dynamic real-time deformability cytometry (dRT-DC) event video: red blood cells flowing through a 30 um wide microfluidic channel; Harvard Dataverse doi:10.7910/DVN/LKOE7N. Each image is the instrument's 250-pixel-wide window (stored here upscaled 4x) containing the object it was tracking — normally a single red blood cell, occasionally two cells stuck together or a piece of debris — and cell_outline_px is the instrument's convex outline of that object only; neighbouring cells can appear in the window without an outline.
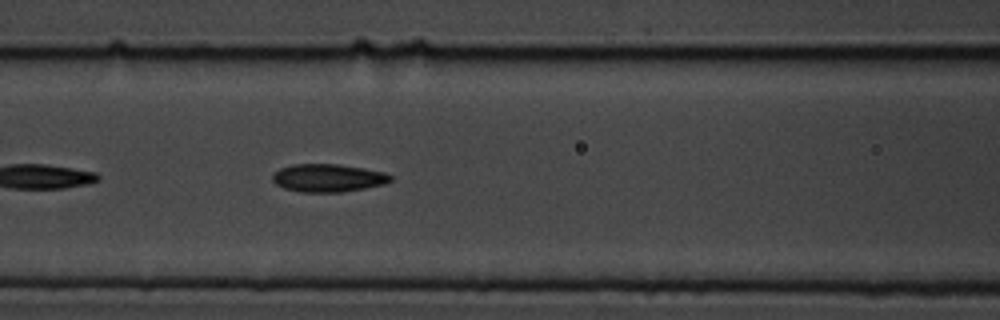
{"species": "common noctule bat (a hibernating species)", "species_latin": "Nyctalus noctula", "temperature_condition": "cold", "stored_images_in_passage": 13, "camera_frame_rate_fps": 3000, "um_per_image_px": 0.085, "animal": {"sex": "male", "body_mass_g": 19.5, "forearm_length_mm": 54.6}, "frame": {"image": 1, "passage_image": 8, "time_ms": 2.333, "image_size_px": [1000, 320], "cell_outline_px": [[392, 180], [384, 184], [364, 188], [340, 192], [300, 192], [284, 188], [276, 184], [272, 180], [272, 172], [280, 168], [292, 164], [336, 164], [384, 172], [392, 176]], "centroid_in_image_um": [27.83, 15.12], "position_along_channel_um": 138.8, "area_um2": 19.13}}